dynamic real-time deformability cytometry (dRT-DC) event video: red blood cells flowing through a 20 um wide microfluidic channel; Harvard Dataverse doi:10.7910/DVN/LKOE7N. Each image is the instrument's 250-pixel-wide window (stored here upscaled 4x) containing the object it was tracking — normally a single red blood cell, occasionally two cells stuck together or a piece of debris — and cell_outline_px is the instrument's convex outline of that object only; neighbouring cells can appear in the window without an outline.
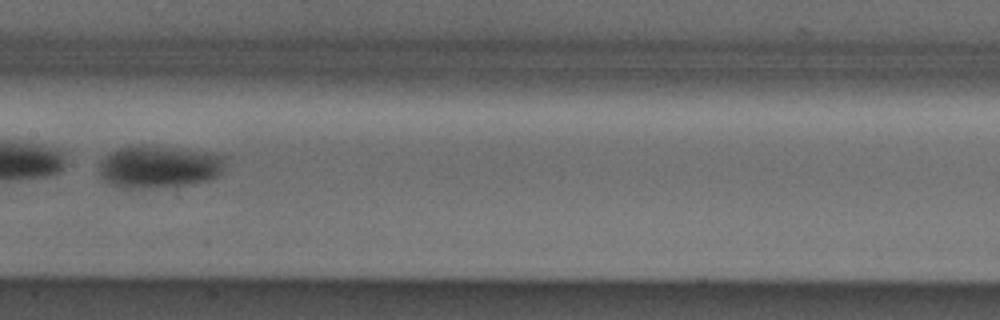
{"species": "Egyptian fruit bat (a non-hibernating species)", "species_latin": "Rousettus aegyptiacus", "temperature_condition": "cold", "stored_images_in_passage": 53, "camera_frame_rate_fps": 3000, "um_per_image_px": 0.085, "animal": {"sex": "male"}, "frame": {"image": 1, "passage_image": 27, "time_ms": 8.667, "image_size_px": [1000, 320], "cell_outline_px": [[228, 156], [220, 172], [216, 176], [208, 180], [176, 188], [124, 188], [112, 184], [104, 180], [100, 176], [100, 160], [108, 152], [120, 148], [140, 144], [144, 144], [180, 148]], "centroid_in_image_um": [13.5, 14.18], "position_along_channel_um": 193.9, "area_um2": 31.79}}